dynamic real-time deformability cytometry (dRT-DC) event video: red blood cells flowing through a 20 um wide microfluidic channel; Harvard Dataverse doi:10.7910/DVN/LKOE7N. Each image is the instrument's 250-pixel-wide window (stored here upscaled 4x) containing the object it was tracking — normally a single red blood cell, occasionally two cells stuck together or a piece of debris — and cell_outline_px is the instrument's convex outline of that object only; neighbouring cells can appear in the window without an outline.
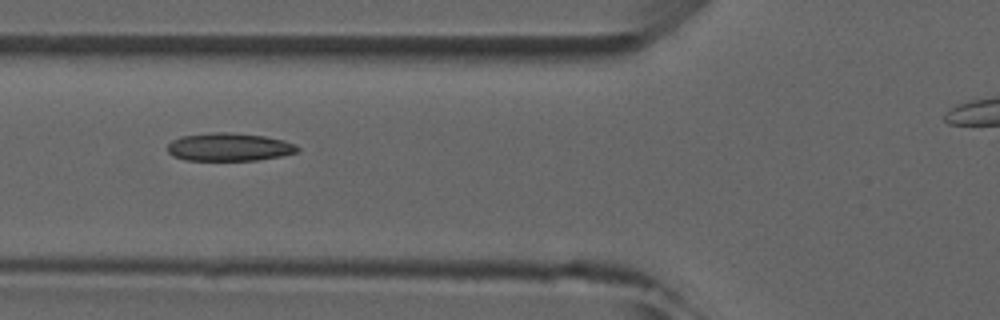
{"species": "common noctule bat (a hibernating species)", "species_latin": "Nyctalus noctula", "temperature_condition": "room temperature", "stored_images_in_passage": 3, "camera_frame_rate_fps": 3000, "um_per_image_px": 0.085, "animal": {"sex": "male", "forearm_length_mm": 52.5}, "frame": {"image": 1, "passage_image": 3, "time_ms": 2.333, "image_size_px": [1000, 320], "cell_outline_px": [[300, 148], [296, 152], [280, 156], [256, 160], [184, 160], [172, 156], [168, 152], [168, 144], [172, 140], [180, 136], [216, 132], [232, 132], [264, 136], [284, 140], [296, 144]], "centroid_in_image_um": [19.46, 12.49], "position_along_channel_um": 106.3, "area_um2": 21.27}}